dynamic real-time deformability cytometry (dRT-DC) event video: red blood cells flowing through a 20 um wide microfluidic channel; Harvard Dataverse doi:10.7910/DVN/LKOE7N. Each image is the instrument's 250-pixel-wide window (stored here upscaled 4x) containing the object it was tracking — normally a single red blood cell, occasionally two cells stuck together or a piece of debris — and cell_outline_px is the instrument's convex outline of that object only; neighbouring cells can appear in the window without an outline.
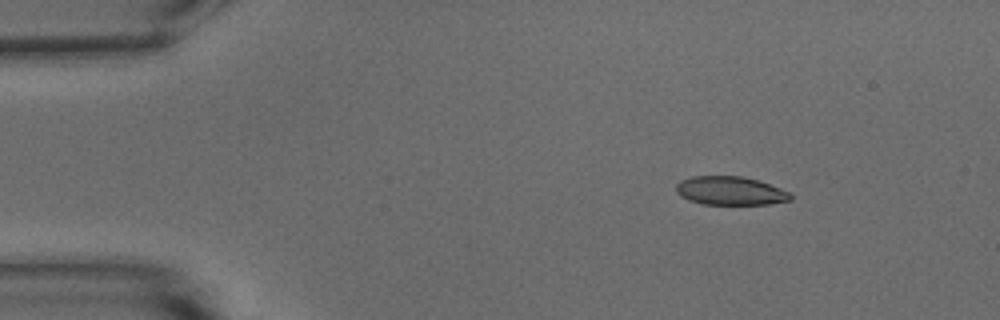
{"species": "common noctule bat (a hibernating species)", "species_latin": "Nyctalus noctula", "temperature_condition": "warm", "stored_images_in_passage": 47, "camera_frame_rate_fps": 3000, "um_per_image_px": 0.085, "animal": {"sex": "male", "body_mass_g": 15.6}, "frame": {"image": 1, "passage_image": 1, "time_ms": 0.0, "image_size_px": [1000, 320], "cell_outline_px": [[792, 200], [768, 204], [704, 204], [688, 200], [680, 196], [676, 192], [676, 184], [680, 180], [692, 176], [744, 176], [780, 188], [788, 192], [792, 196]], "centroid_in_image_um": [62.04, 16.21], "position_along_channel_um": 23.0, "area_um2": 19.02}}
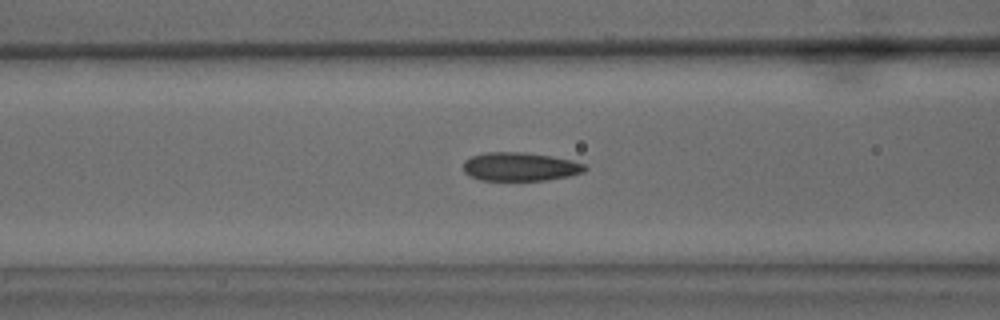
{"frame": {"image": 2, "passage_image": 15, "time_ms": 4.667, "image_size_px": [1000, 320], "cell_outline_px": [[588, 168], [584, 172], [568, 176], [544, 180], [480, 180], [464, 172], [464, 160], [472, 156], [488, 152], [524, 152], [552, 156], [572, 160], [584, 164]], "centroid_in_image_um": [44.22, 14.16], "position_along_channel_um": 122.4, "area_um2": 20.17}}
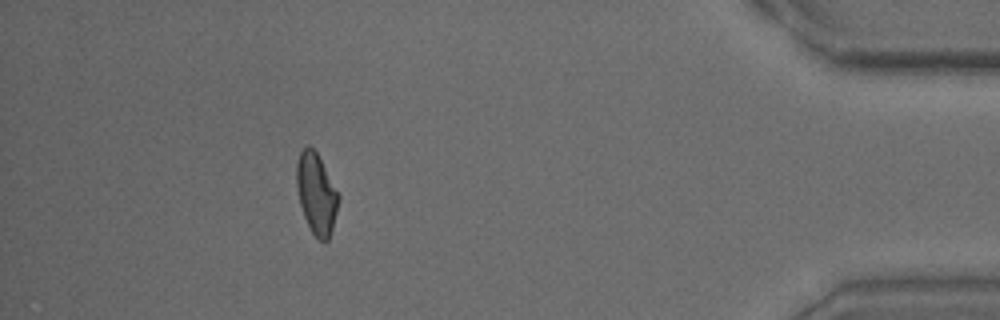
{"frame": {"image": 3, "passage_image": 42, "time_ms": 13.667, "image_size_px": [1000, 320], "cell_outline_px": [[340, 200], [332, 228], [328, 240], [324, 244], [312, 232], [304, 216], [300, 204], [296, 184], [296, 164], [300, 152], [308, 144], [316, 152], [340, 196]], "centroid_in_image_um": [26.89, 16.47], "position_along_channel_um": 408.3, "area_um2": 19.54}, "authors_computed_cell_mechanics": {"area_um2": 20.1722, "velocity_mm_per_s": 3.7549, "shape_relaxation_time_tau1_ms": 10.0323, "shape_relaxation_time_tau2_ms": 1.9187, "deformation_change_tau1": 0.1992, "deformation_change_tau2": 0.0654}}